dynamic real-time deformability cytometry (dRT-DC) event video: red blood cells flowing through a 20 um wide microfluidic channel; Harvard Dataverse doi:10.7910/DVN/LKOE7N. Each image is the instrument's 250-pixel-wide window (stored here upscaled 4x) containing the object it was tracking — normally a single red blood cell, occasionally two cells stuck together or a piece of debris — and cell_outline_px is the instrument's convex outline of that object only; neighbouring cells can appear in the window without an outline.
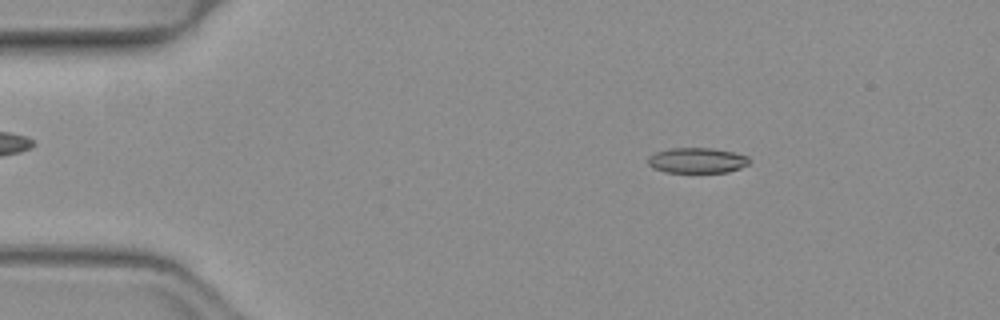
{"species": "common noctule bat (a hibernating species)", "species_latin": "Nyctalus noctula", "temperature_condition": "warm", "stored_images_in_passage": 52, "camera_frame_rate_fps": 3000, "um_per_image_px": 0.085, "animal": {"sex": "female", "body_mass_g": 19.3, "forearm_length_mm": 54.1}, "frame": {"image": 1, "passage_image": 9, "time_ms": 2.667, "image_size_px": [1000, 320], "cell_outline_px": [[748, 164], [740, 168], [728, 172], [664, 172], [652, 168], [648, 164], [648, 156], [656, 152], [672, 148], [712, 148], [732, 152], [748, 156]], "centroid_in_image_um": [59.22, 13.64], "position_along_channel_um": 25.8, "area_um2": 14.91}}
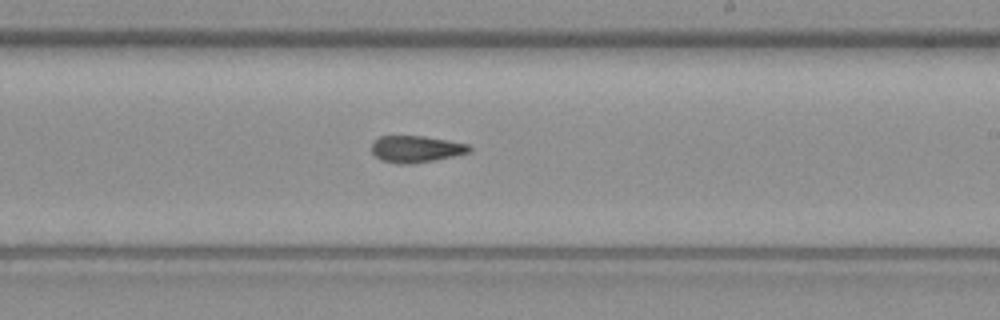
{"frame": {"image": 2, "passage_image": 31, "time_ms": 10.0, "image_size_px": [1000, 320], "cell_outline_px": [[472, 152], [436, 160], [412, 164], [396, 164], [380, 160], [372, 152], [372, 144], [380, 136], [424, 136], [448, 140], [468, 144], [472, 148]], "centroid_in_image_um": [35.39, 12.68], "position_along_channel_um": 253.6, "area_um2": 15.37}}
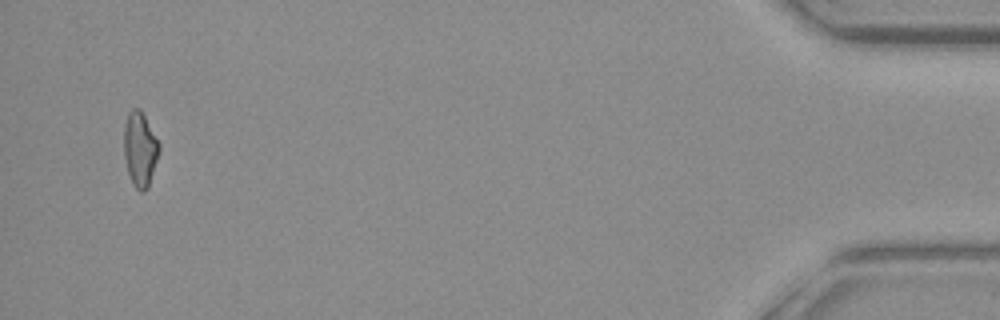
{"frame": {"image": 3, "passage_image": 50, "time_ms": 16.333, "image_size_px": [1000, 320], "cell_outline_px": [[160, 152], [148, 188], [144, 192], [140, 192], [136, 188], [128, 172], [124, 156], [124, 128], [128, 112], [132, 108], [140, 108], [160, 144]], "centroid_in_image_um": [11.91, 12.68], "position_along_channel_um": 423.3, "area_um2": 15.32}, "authors_computed_cell_mechanics": {"area_um2": 15.4904, "velocity_mm_per_s": 4.0626, "shape_relaxation_time_tau1_ms": 5.5197, "shape_relaxation_time_tau2_ms": 4.4859, "deformation_change_tau1": 0.1939, "deformation_change_tau2": 0.1425}}